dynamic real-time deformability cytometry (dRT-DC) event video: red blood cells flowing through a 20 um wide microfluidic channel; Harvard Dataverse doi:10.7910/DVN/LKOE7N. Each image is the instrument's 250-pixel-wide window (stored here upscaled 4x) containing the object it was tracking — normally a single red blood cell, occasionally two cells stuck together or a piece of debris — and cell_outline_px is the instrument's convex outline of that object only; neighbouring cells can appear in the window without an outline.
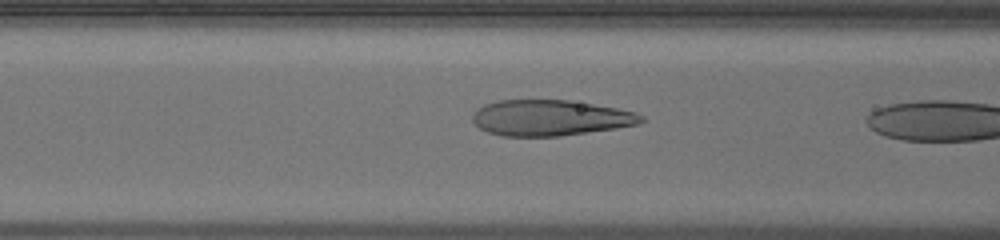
{"species": "human", "species_latin": "Homo sapiens", "temperature_condition": "warm", "stored_images_in_passage": 17, "camera_frame_rate_fps": 3000, "um_per_image_px": 0.085, "donor": {"sex": "male"}, "frame": {"image": 1, "passage_image": 16, "time_ms": 5.0, "image_size_px": [1000, 240], "cell_outline_px": [[644, 120], [636, 124], [616, 128], [560, 136], [500, 136], [488, 132], [480, 128], [472, 120], [472, 116], [476, 108], [484, 104], [496, 100], [568, 100], [616, 108], [636, 112], [644, 116]], "centroid_in_image_um": [46.73, 10.01], "position_along_channel_um": 119.9, "area_um2": 35.14}}